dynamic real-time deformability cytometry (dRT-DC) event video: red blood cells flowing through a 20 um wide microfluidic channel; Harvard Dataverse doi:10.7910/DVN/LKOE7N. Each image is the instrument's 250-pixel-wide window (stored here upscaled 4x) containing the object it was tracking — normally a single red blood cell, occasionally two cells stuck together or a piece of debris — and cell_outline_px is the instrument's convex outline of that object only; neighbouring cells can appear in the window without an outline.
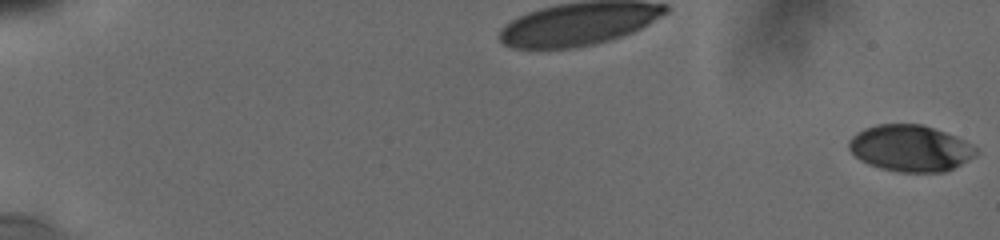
{"species": "human", "species_latin": "Homo sapiens", "temperature_condition": "cold", "stored_images_in_passage": 23, "camera_frame_rate_fps": 3000, "um_per_image_px": 0.085, "donor": {"sex": "male"}, "frame": {"image": 1, "passage_image": 1, "time_ms": 0.0, "image_size_px": [1000, 240], "cell_outline_px": [[976, 156], [944, 172], [900, 172], [868, 164], [860, 160], [848, 148], [848, 140], [856, 132], [864, 128], [876, 124], [924, 124], [956, 136], [964, 140], [976, 148]], "centroid_in_image_um": [77.35, 12.58], "position_along_channel_um": 7.6, "area_um2": 34.33}}
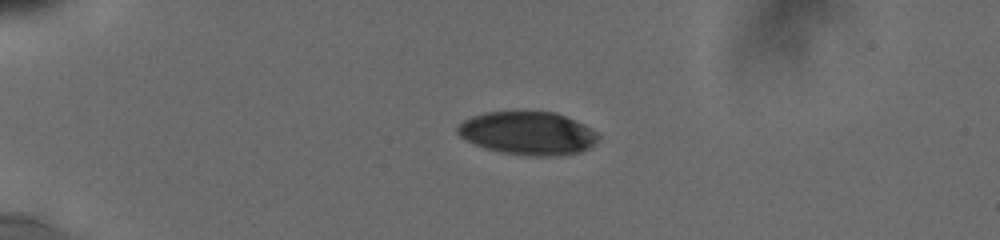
{"frame": {"image": 2, "passage_image": 16, "time_ms": 5.0, "image_size_px": [1000, 240], "cell_outline_px": [[600, 136], [588, 148], [580, 152], [552, 156], [528, 156], [500, 152], [484, 148], [464, 140], [456, 132], [456, 124], [472, 116], [484, 112], [556, 112], [584, 124], [596, 132]], "centroid_in_image_um": [44.81, 11.32], "position_along_channel_um": 40.2, "area_um2": 35.49}}